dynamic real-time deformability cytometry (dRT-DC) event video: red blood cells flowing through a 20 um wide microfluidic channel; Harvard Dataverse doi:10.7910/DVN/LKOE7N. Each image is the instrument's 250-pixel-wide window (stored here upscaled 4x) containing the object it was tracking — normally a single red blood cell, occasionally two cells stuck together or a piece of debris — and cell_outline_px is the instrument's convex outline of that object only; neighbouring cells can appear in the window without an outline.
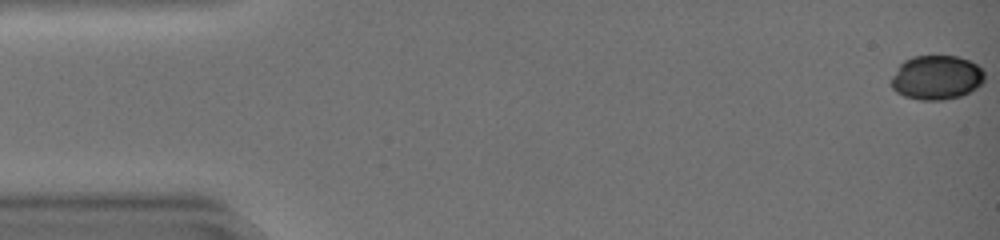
{"species": "common noctule bat (a hibernating species)", "species_latin": "Nyctalus noctula", "temperature_condition": "warm", "stored_images_in_passage": 46, "camera_frame_rate_fps": 3000, "um_per_image_px": 0.085, "animal": {"sex": "female", "body_mass_g": 19.0, "forearm_length_mm": 51.5}, "frame": {"image": 1, "passage_image": 1, "time_ms": 0.0, "image_size_px": [1000, 240], "cell_outline_px": [[984, 80], [976, 88], [960, 96], [944, 100], [920, 100], [904, 96], [896, 92], [892, 88], [892, 76], [900, 64], [904, 60], [912, 56], [956, 56], [968, 60], [976, 64], [984, 72]], "centroid_in_image_um": [79.59, 6.59], "position_along_channel_um": 5.4, "area_um2": 23.99}}
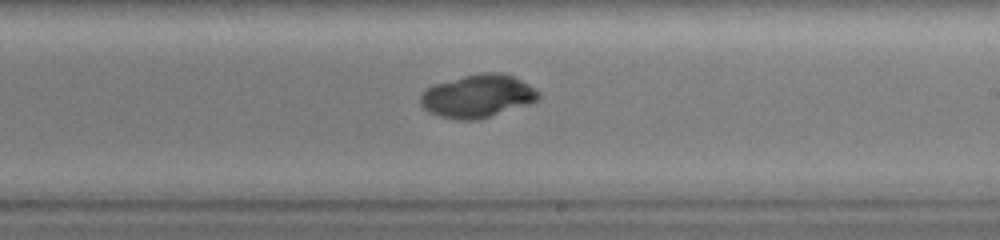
{"frame": {"image": 2, "passage_image": 28, "time_ms": 9.0, "image_size_px": [1000, 240], "cell_outline_px": [[540, 100], [480, 120], [456, 120], [440, 116], [428, 112], [420, 104], [420, 96], [428, 88], [436, 84], [464, 76], [484, 72], [500, 72], [512, 76], [536, 88], [540, 92]], "centroid_in_image_um": [40.63, 8.18], "position_along_channel_um": 248.4, "area_um2": 29.54}}
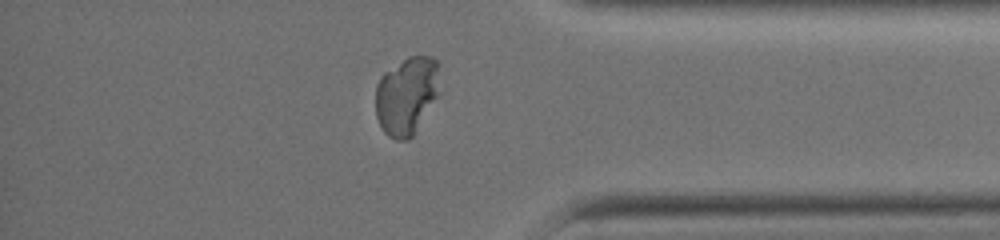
{"frame": {"image": 3, "passage_image": 39, "time_ms": 12.667, "image_size_px": [1000, 240], "cell_outline_px": [[440, 64], [436, 96], [412, 136], [408, 140], [396, 140], [388, 136], [384, 132], [376, 116], [376, 84], [384, 72], [408, 56], [432, 56]], "centroid_in_image_um": [34.54, 8.1], "position_along_channel_um": 400.7, "area_um2": 28.78}, "authors_computed_cell_mechanics": {"area_um2": 29.0156, "velocity_mm_per_s": 4.2979, "shape_relaxation_time_tau1_ms": 5.4186, "shape_relaxation_time_tau2_ms": null, "deformation_change_tau1": 0.1518, "deformation_change_tau2": null}}